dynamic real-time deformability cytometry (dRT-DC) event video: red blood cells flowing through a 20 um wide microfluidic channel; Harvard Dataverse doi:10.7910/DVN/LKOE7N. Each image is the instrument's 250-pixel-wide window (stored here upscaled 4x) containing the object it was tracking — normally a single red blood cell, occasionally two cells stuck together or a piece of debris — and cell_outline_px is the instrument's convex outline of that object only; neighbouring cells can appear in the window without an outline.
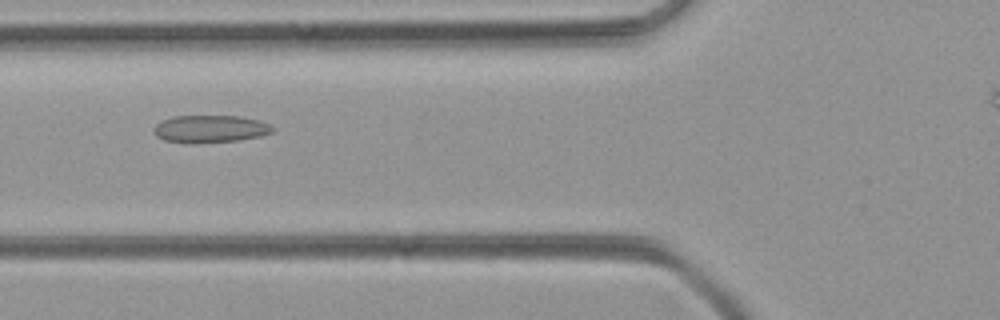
{"species": "common noctule bat (a hibernating species)", "species_latin": "Nyctalus noctula", "temperature_condition": "room temperature", "stored_images_in_passage": 46, "camera_frame_rate_fps": 3000, "um_per_image_px": 0.085, "animal": {"sex": "female", "body_mass_g": 21.9}, "frame": {"image": 1, "passage_image": 20, "time_ms": 6.333, "image_size_px": [1000, 320], "cell_outline_px": [[276, 128], [272, 132], [260, 136], [240, 140], [196, 144], [184, 144], [164, 140], [156, 136], [152, 128], [156, 124], [172, 116], [240, 116], [260, 120]], "centroid_in_image_um": [17.85, 10.97], "position_along_channel_um": 108.0, "area_um2": 19.36}}
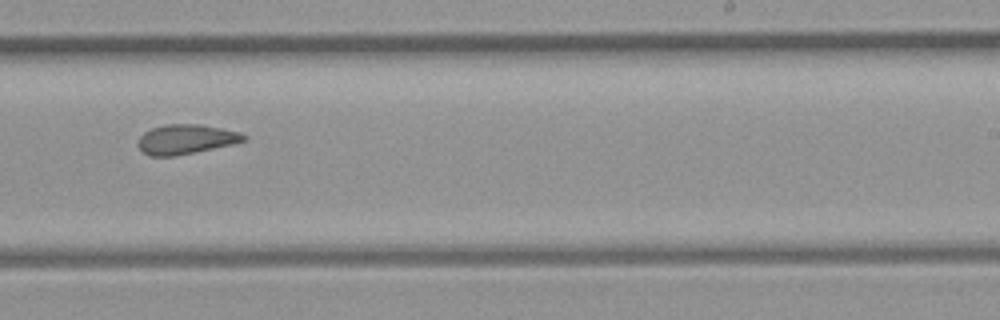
{"frame": {"image": 2, "passage_image": 32, "time_ms": 10.333, "image_size_px": [1000, 320], "cell_outline_px": [[248, 140], [232, 144], [176, 156], [148, 156], [140, 148], [140, 136], [144, 132], [152, 128], [168, 124], [200, 124], [240, 132], [248, 136]], "centroid_in_image_um": [15.84, 11.83], "position_along_channel_um": 273.2, "area_um2": 18.09}}
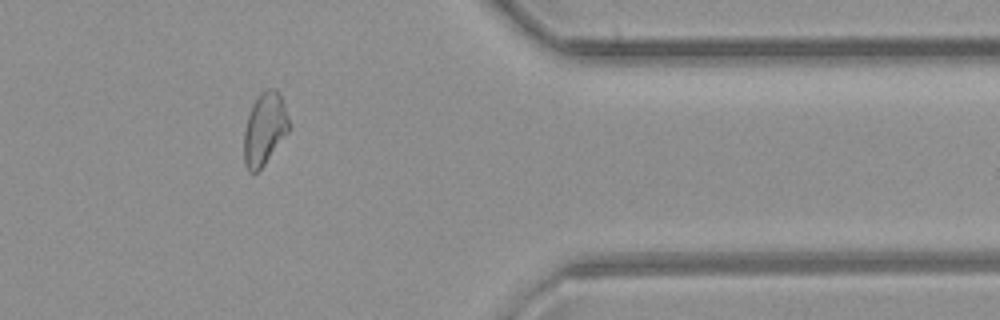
{"frame": {"image": 3, "passage_image": 42, "time_ms": 13.667, "image_size_px": [1000, 320], "cell_outline_px": [[288, 132], [264, 164], [256, 172], [248, 172], [244, 164], [244, 132], [248, 116], [252, 104], [260, 92], [264, 88], [276, 88], [280, 96], [288, 116]], "centroid_in_image_um": [22.46, 10.93], "position_along_channel_um": 388.9, "area_um2": 18.73}}